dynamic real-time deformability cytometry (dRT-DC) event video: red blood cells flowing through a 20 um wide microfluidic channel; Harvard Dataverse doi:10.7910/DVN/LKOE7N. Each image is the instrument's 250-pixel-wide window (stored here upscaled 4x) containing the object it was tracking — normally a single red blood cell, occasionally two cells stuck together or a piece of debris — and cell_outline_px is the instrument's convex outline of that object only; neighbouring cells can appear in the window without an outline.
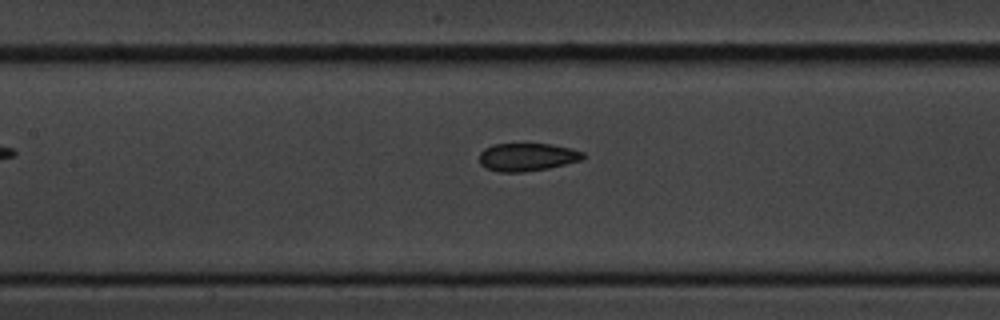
{"species": "common noctule bat (a hibernating species)", "species_latin": "Nyctalus noctula", "temperature_condition": "cold", "stored_images_in_passage": 8, "camera_frame_rate_fps": 3000, "um_per_image_px": 0.085, "animal": {"sex": "male", "body_mass_g": 20.1, "forearm_length_mm": 53.5}, "frame": {"image": 1, "passage_image": 8, "time_ms": 8.667, "image_size_px": [1000, 320], "cell_outline_px": [[584, 160], [548, 168], [524, 172], [500, 172], [484, 168], [480, 164], [480, 152], [484, 148], [492, 144], [552, 144], [572, 148], [584, 152]], "centroid_in_image_um": [44.82, 13.35], "position_along_channel_um": 162.6, "area_um2": 17.11}}